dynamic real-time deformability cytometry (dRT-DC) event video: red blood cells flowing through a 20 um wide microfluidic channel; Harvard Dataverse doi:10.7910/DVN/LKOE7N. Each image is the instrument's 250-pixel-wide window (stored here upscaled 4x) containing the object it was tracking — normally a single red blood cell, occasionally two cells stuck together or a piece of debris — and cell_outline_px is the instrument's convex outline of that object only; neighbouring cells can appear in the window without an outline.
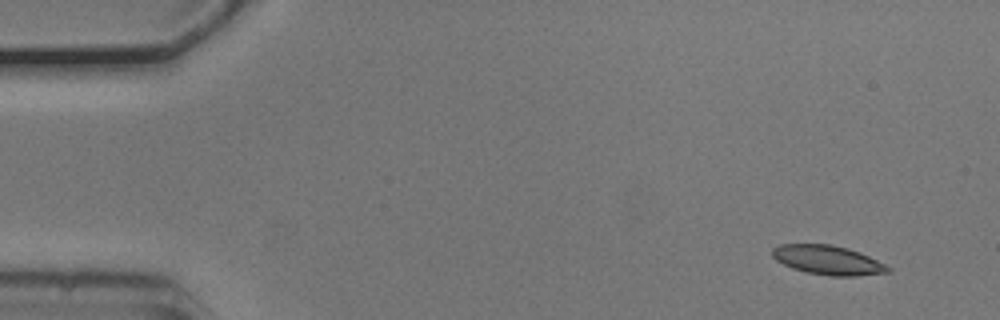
{"species": "common noctule bat (a hibernating species)", "species_latin": "Nyctalus noctula", "temperature_condition": "cold", "stored_images_in_passage": 51, "camera_frame_rate_fps": 3000, "um_per_image_px": 0.085, "animal": {"sex": "male", "body_mass_g": 20.5, "forearm_length_mm": 52.5}, "frame": {"image": 1, "passage_image": 1, "time_ms": 0.0, "image_size_px": [1000, 320], "cell_outline_px": [[892, 272], [856, 276], [828, 276], [808, 272], [792, 268], [776, 260], [772, 256], [772, 248], [780, 244], [832, 244], [848, 248], [860, 252], [892, 268]], "centroid_in_image_um": [70.38, 22.1], "position_along_channel_um": 14.6, "area_um2": 19.77}}
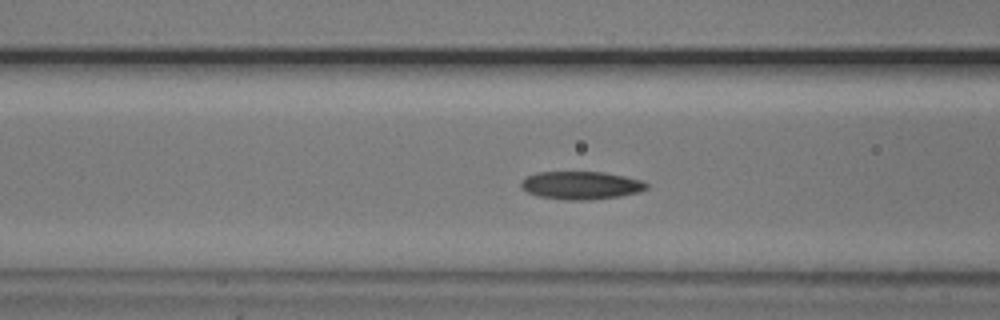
{"frame": {"image": 2, "passage_image": 18, "time_ms": 5.667, "image_size_px": [1000, 320], "cell_outline_px": [[648, 188], [636, 192], [620, 196], [588, 200], [564, 200], [540, 196], [528, 192], [520, 184], [528, 176], [536, 172], [604, 172], [624, 176], [640, 180], [648, 184]], "centroid_in_image_um": [49.4, 15.75], "position_along_channel_um": 117.2, "area_um2": 20.17}}
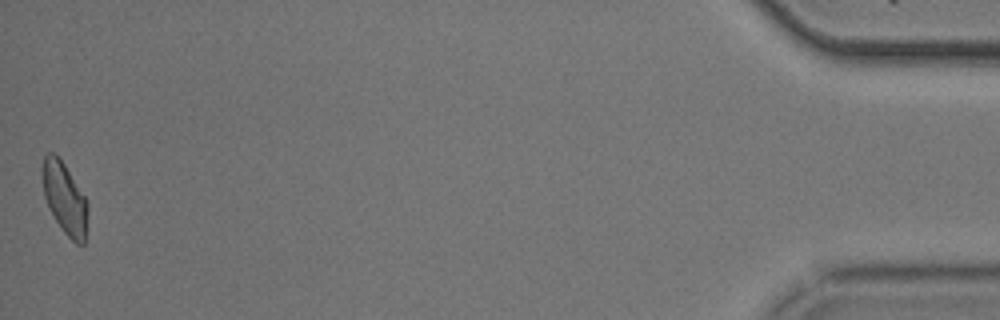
{"frame": {"image": 3, "passage_image": 51, "time_ms": 16.667, "image_size_px": [1000, 320], "cell_outline_px": [[88, 212], [84, 244], [76, 244], [64, 232], [48, 208], [44, 196], [40, 172], [40, 168], [44, 156], [48, 152], [52, 152], [64, 164], [88, 200]], "centroid_in_image_um": [5.48, 16.83], "position_along_channel_um": 429.7, "area_um2": 19.13}, "authors_computed_cell_mechanics": {"area_um2": 19.7676, "velocity_mm_per_s": 3.7053, "shape_relaxation_time_tau1_ms": 8.2184, "shape_relaxation_time_tau2_ms": 3.202, "deformation_change_tau1": 0.1515, "deformation_change_tau2": 0.0986}}